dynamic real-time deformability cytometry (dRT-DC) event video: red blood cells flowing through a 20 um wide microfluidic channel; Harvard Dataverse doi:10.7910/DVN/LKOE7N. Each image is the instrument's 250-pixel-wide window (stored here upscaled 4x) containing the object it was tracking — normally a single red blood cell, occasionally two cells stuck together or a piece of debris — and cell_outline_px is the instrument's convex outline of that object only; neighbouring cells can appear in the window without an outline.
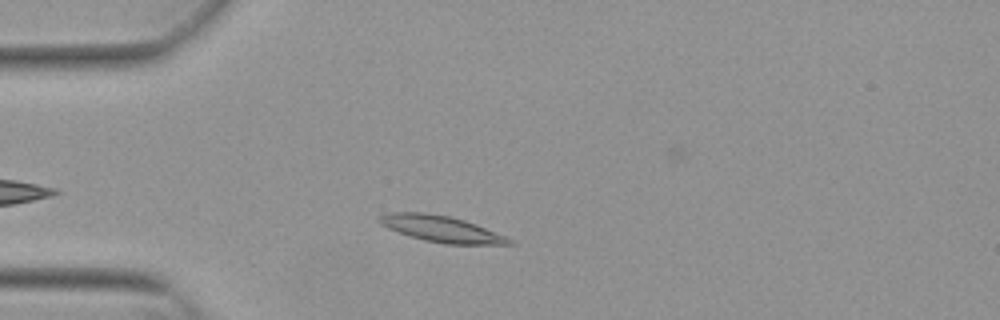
{"species": "Egyptian fruit bat (a non-hibernating species)", "species_latin": "Rousettus aegyptiacus", "temperature_condition": "warm", "stored_images_in_passage": 47, "camera_frame_rate_fps": 3000, "um_per_image_px": 0.085, "animal": {"sex": "female"}, "frame": {"image": 1, "passage_image": 16, "time_ms": 5.0, "image_size_px": [1000, 320], "cell_outline_px": [[516, 244], [444, 244], [424, 240], [388, 228], [380, 224], [376, 220], [380, 216], [388, 212], [424, 212], [448, 216], [464, 220], [476, 224], [504, 236], [512, 240]], "centroid_in_image_um": [37.48, 19.45], "position_along_channel_um": 47.5, "area_um2": 19.59}}
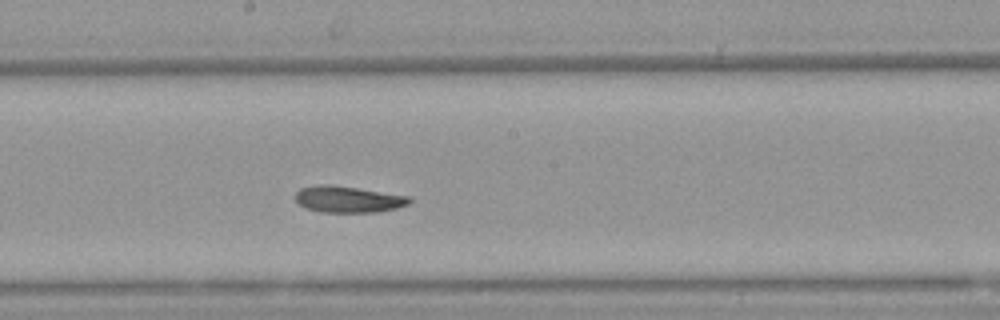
{"frame": {"image": 2, "passage_image": 31, "time_ms": 10.0, "image_size_px": [1000, 320], "cell_outline_px": [[412, 200], [408, 204], [396, 208], [376, 212], [320, 212], [304, 208], [296, 200], [296, 192], [300, 188], [324, 184], [328, 184], [356, 188], [408, 196]], "centroid_in_image_um": [29.56, 16.95], "position_along_channel_um": 218.6, "area_um2": 17.34}}
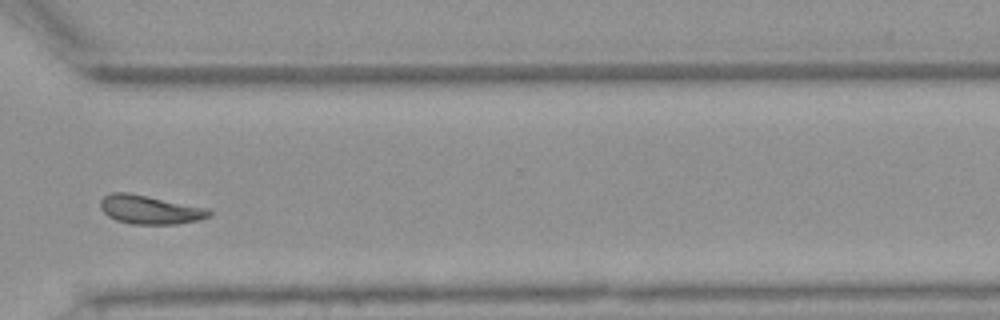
{"frame": {"image": 3, "passage_image": 42, "time_ms": 13.667, "image_size_px": [1000, 320], "cell_outline_px": [[212, 216], [200, 220], [176, 224], [132, 224], [116, 220], [108, 216], [100, 208], [100, 200], [104, 196], [112, 192], [128, 192], [208, 208], [212, 212]], "centroid_in_image_um": [12.75, 17.82], "position_along_channel_um": 357.8, "area_um2": 18.32}, "authors_computed_cell_mechanics": {"area_um2": 17.918, "velocity_mm_per_s": 3.7876, "shape_relaxation_time_tau1_ms": null, "shape_relaxation_time_tau2_ms": 8.6359, "deformation_change_tau1": null, "deformation_change_tau2": 0.1373}}